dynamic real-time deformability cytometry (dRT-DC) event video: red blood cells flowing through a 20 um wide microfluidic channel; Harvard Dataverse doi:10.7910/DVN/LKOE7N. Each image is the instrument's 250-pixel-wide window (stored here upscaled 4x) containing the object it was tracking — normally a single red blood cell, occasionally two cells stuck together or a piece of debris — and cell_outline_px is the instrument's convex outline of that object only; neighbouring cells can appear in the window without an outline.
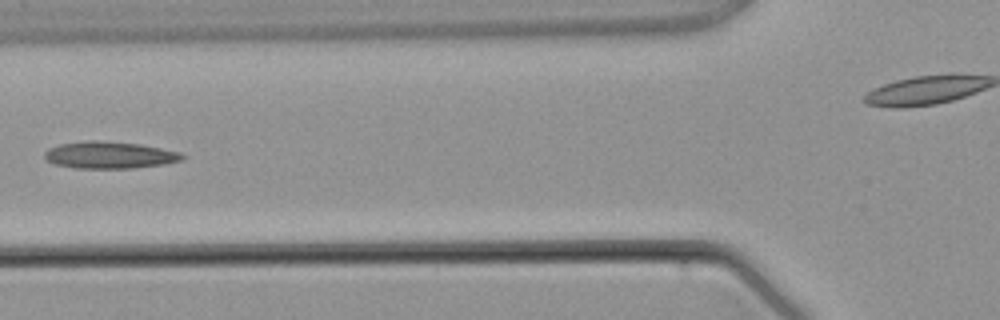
{"species": "common noctule bat (a hibernating species)", "species_latin": "Nyctalus noctula", "temperature_condition": "warm", "stored_images_in_passage": 7, "camera_frame_rate_fps": 3000, "um_per_image_px": 0.085, "animal": {"sex": "male", "body_mass_g": 21.5, "forearm_length_mm": 52.0}, "frame": {"image": 1, "passage_image": 5, "time_ms": 4.667, "image_size_px": [1000, 320], "cell_outline_px": [[188, 156], [184, 160], [164, 164], [132, 168], [76, 168], [56, 164], [48, 160], [44, 156], [44, 152], [48, 148], [60, 144], [84, 140], [96, 140], [140, 144], [180, 152]], "centroid_in_image_um": [9.34, 13.17], "position_along_channel_um": 116.5, "area_um2": 21.68}}